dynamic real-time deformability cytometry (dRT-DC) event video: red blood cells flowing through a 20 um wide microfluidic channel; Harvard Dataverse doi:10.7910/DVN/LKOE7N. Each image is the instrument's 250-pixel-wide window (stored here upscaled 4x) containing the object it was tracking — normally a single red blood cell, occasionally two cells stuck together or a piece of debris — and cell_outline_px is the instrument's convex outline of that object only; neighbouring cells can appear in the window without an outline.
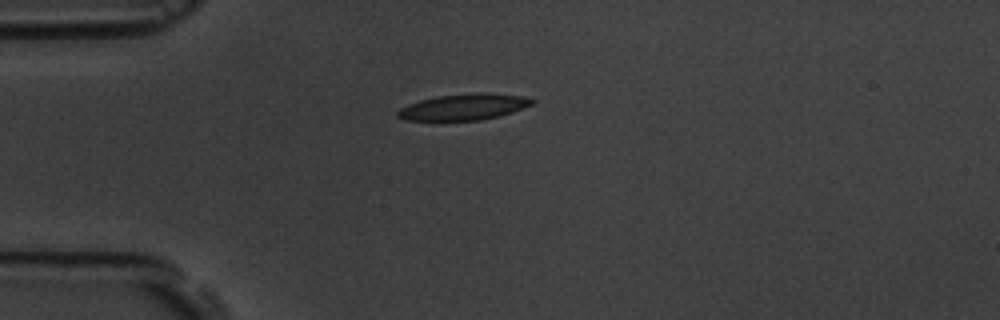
{"species": "common noctule bat (a hibernating species)", "species_latin": "Nyctalus noctula", "temperature_condition": "room temperature", "stored_images_in_passage": 42, "camera_frame_rate_fps": 3000, "um_per_image_px": 0.085, "animal": {"sex": "male", "body_mass_g": 19.5, "forearm_length_mm": 54.6}, "frame": {"image": 1, "passage_image": 1, "time_ms": 0.0, "image_size_px": [1000, 320], "cell_outline_px": [[536, 100], [532, 104], [524, 108], [512, 112], [480, 120], [404, 120], [396, 116], [396, 112], [400, 108], [408, 104], [420, 100], [436, 96], [476, 92], [488, 92], [524, 96]], "centroid_in_image_um": [39.42, 9.07], "position_along_channel_um": 45.6, "area_um2": 20.58}}
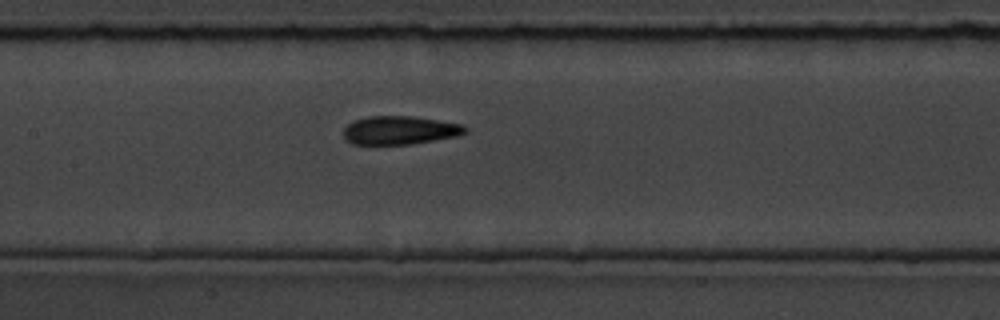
{"frame": {"image": 2, "passage_image": 13, "time_ms": 4.0, "image_size_px": [1000, 320], "cell_outline_px": [[468, 132], [460, 136], [412, 144], [352, 144], [344, 136], [344, 128], [352, 120], [368, 116], [412, 116], [464, 124], [468, 128]], "centroid_in_image_um": [34.04, 11.06], "position_along_channel_um": 173.4, "area_um2": 20.4}}
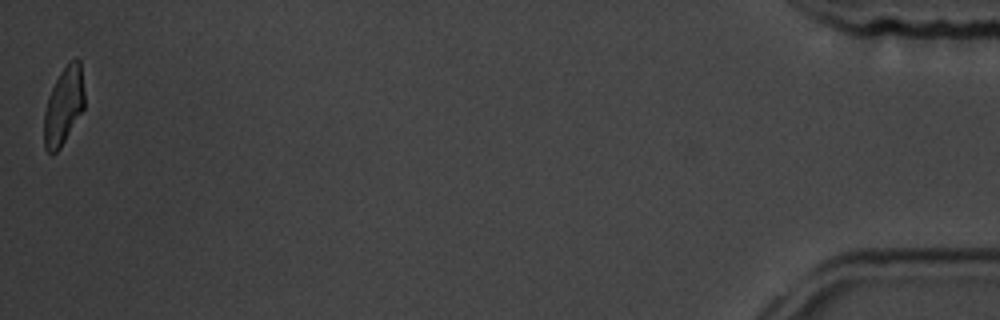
{"frame": {"image": 3, "passage_image": 42, "time_ms": 13.667, "image_size_px": [1000, 320], "cell_outline_px": [[84, 108], [60, 148], [52, 156], [44, 148], [44, 112], [48, 96], [60, 72], [76, 56], [80, 60], [84, 92]], "centroid_in_image_um": [5.4, 9.02], "position_along_channel_um": 429.8, "area_um2": 18.21}, "authors_computed_cell_mechanics": {"area_um2": 20.3456, "velocity_mm_per_s": 3.658, "shape_relaxation_time_tau1_ms": 8.2734, "shape_relaxation_time_tau2_ms": 1.9783, "deformation_change_tau1": 0.2217, "deformation_change_tau2": 0.103}}